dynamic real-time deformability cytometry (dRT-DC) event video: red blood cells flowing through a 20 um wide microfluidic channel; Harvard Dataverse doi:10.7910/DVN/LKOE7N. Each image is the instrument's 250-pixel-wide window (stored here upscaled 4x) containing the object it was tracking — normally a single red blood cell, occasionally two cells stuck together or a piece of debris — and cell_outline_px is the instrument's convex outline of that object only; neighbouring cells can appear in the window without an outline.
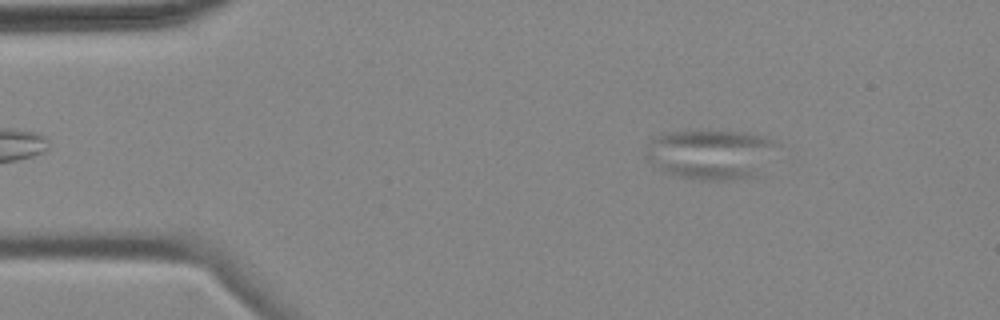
{"species": "common noctule bat (a hibernating species)", "species_latin": "Nyctalus noctula", "temperature_condition": "cold", "stored_images_in_passage": 4, "camera_frame_rate_fps": 3000, "um_per_image_px": 0.085, "animal": {"sex": "female", "body_mass_g": 18.4}, "frame": {"image": 1, "passage_image": 2, "time_ms": 1.333, "image_size_px": [1000, 320], "cell_outline_px": [[772, 144], [756, 176], [732, 180], [700, 180], [680, 176], [668, 172], [652, 164], [644, 156], [644, 148], [652, 140], [668, 132], [748, 132], [764, 136], [772, 140]], "centroid_in_image_um": [60.29, 13.12], "position_along_channel_um": 24.7, "area_um2": 36.65}}